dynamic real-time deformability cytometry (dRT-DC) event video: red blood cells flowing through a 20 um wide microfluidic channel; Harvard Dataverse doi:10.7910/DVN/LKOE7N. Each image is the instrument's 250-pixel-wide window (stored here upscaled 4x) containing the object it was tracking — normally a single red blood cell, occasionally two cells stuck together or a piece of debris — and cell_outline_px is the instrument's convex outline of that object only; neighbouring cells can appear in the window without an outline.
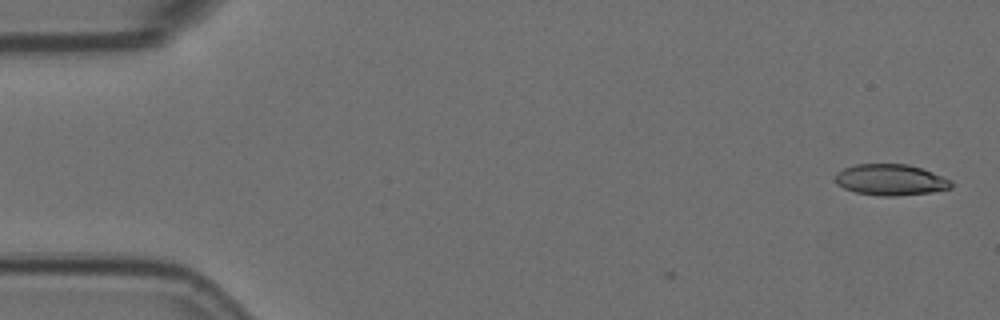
{"species": "Egyptian fruit bat (a non-hibernating species)", "species_latin": "Rousettus aegyptiacus", "temperature_condition": "room temperature", "stored_images_in_passage": 4, "camera_frame_rate_fps": 3000, "um_per_image_px": 0.085, "animal": {"sex": "female"}, "frame": {"image": 1, "passage_image": 1, "time_ms": 0.0, "image_size_px": [1000, 320], "cell_outline_px": [[952, 188], [932, 192], [896, 196], [880, 196], [856, 192], [844, 188], [836, 184], [836, 172], [844, 168], [856, 164], [908, 164], [932, 172], [952, 180]], "centroid_in_image_um": [75.71, 15.29], "position_along_channel_um": 9.3, "area_um2": 21.04}}